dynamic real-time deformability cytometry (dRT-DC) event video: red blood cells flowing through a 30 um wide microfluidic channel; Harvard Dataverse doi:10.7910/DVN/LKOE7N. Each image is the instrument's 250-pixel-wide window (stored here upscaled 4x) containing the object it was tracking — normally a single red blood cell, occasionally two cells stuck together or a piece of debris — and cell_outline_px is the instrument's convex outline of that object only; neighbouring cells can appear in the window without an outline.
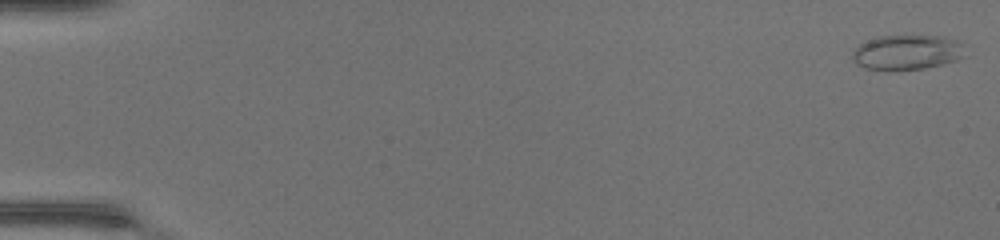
{"species": "common noctule bat (a hibernating species)", "species_latin": "Nyctalus noctula", "temperature_condition": "warm", "stored_images_in_passage": 48, "camera_frame_rate_fps": 3000, "um_per_image_px": 0.085, "animal": {"sex": "female", "body_mass_g": 17.0, "forearm_length_mm": 48.0}, "frame": {"image": 1, "passage_image": 1, "time_ms": 0.0, "image_size_px": [1000, 240], "cell_outline_px": [[960, 56], [956, 60], [924, 68], [864, 68], [856, 64], [852, 56], [856, 48], [860, 44], [868, 40], [880, 36], [944, 36], [956, 40], [960, 44]], "centroid_in_image_um": [77.04, 4.41], "position_along_channel_um": 8.0, "area_um2": 21.79}}
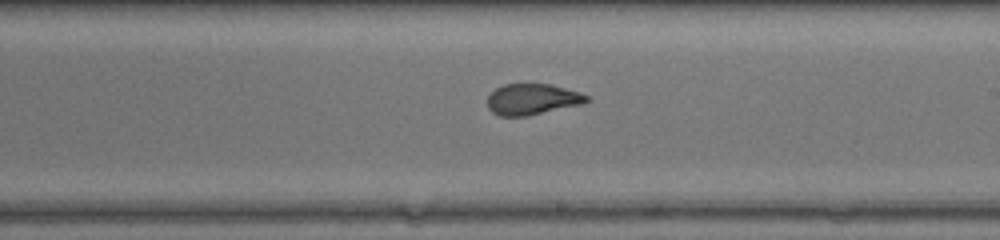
{"frame": {"image": 2, "passage_image": 29, "time_ms": 9.333, "image_size_px": [1000, 240], "cell_outline_px": [[588, 100], [580, 104], [528, 116], [500, 116], [492, 112], [488, 108], [488, 96], [496, 88], [504, 84], [552, 84], [580, 92], [588, 96]], "centroid_in_image_um": [45.22, 8.43], "position_along_channel_um": 243.8, "area_um2": 17.8}}
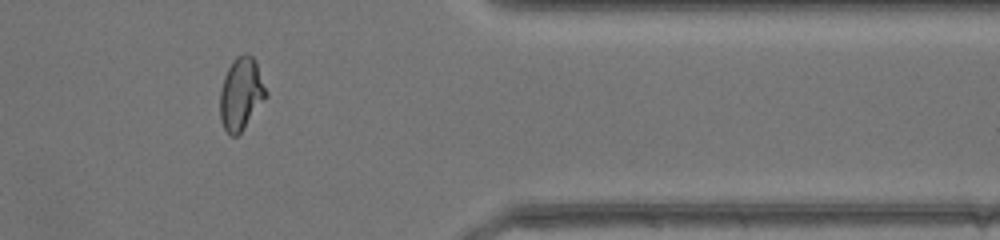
{"frame": {"image": 3, "passage_image": 40, "time_ms": 13.0, "image_size_px": [1000, 240], "cell_outline_px": [[268, 96], [240, 132], [236, 136], [232, 136], [224, 128], [220, 120], [220, 92], [224, 76], [232, 60], [236, 56], [244, 52], [248, 52], [256, 60], [268, 92]], "centroid_in_image_um": [20.51, 7.92], "position_along_channel_um": 390.9, "area_um2": 19.59}, "authors_computed_cell_mechanics": {"area_um2": 19.5653, "velocity_mm_per_s": 4.4453, "shape_relaxation_time_tau1_ms": null, "shape_relaxation_time_tau2_ms": 0.7249, "deformation_change_tau1": null, "deformation_change_tau2": 0.0584}}